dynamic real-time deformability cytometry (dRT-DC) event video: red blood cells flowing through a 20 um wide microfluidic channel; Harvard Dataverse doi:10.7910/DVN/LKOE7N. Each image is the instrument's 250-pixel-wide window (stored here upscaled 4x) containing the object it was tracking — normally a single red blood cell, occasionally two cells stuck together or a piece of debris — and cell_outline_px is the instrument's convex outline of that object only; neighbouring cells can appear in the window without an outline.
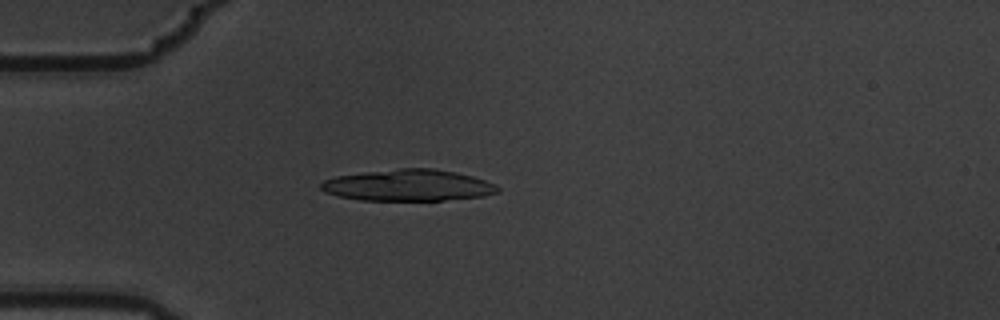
{"species": "common noctule bat (a hibernating species)", "species_latin": "Nyctalus noctula", "temperature_condition": "warm", "stored_images_in_passage": 6, "camera_frame_rate_fps": 3000, "um_per_image_px": 0.085, "animal": {"sex": "male", "body_mass_g": 19.5, "forearm_length_mm": 54.6}, "frame": {"image": 1, "passage_image": 5, "time_ms": 1.333, "image_size_px": [1000, 320], "cell_outline_px": [[500, 192], [484, 196], [444, 200], [360, 200], [340, 196], [324, 192], [320, 188], [320, 184], [324, 180], [336, 176], [364, 172], [400, 168], [436, 168], [456, 172], [472, 176], [496, 184], [500, 188]], "centroid_in_image_um": [34.72, 15.74], "position_along_channel_um": 50.3, "area_um2": 32.48}}